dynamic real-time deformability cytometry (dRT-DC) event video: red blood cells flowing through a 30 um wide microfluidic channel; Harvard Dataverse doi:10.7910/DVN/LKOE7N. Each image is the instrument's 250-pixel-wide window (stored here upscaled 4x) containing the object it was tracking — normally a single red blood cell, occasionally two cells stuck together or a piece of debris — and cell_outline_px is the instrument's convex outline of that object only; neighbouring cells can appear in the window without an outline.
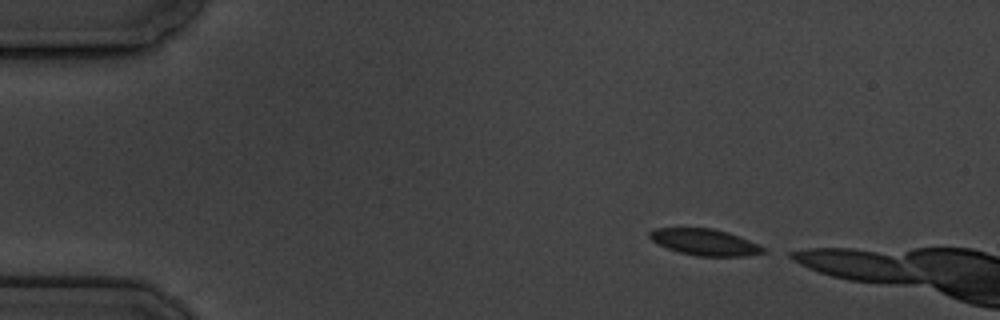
{"species": "common noctule bat (a hibernating species)", "species_latin": "Nyctalus noctula", "temperature_condition": "cold", "stored_images_in_passage": 3, "camera_frame_rate_fps": 3000, "um_per_image_px": 0.085, "animal": {"sex": "male", "body_mass_g": 19.5, "forearm_length_mm": 54.6}, "frame": {"image": 1, "passage_image": 1, "time_ms": 0.0, "image_size_px": [1000, 320], "cell_outline_px": [[768, 252], [744, 256], [696, 256], [680, 252], [668, 248], [652, 240], [648, 236], [648, 232], [652, 228], [712, 228], [728, 232], [768, 248]], "centroid_in_image_um": [59.93, 20.58], "position_along_channel_um": 25.1, "area_um2": 17.51}}